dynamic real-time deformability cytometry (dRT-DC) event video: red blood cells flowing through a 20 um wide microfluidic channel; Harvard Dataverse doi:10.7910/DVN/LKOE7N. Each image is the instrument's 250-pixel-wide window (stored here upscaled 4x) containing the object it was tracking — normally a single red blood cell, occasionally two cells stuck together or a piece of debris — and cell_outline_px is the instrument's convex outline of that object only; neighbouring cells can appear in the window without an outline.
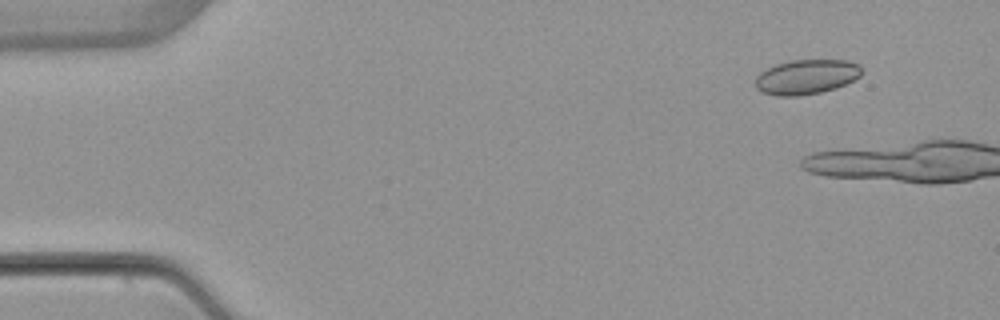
{"species": "common noctule bat (a hibernating species)", "species_latin": "Nyctalus noctula", "temperature_condition": "warm", "stored_images_in_passage": 3, "camera_frame_rate_fps": 3000, "um_per_image_px": 0.085, "animal": {"sex": "female", "body_mass_g": 22.7, "forearm_length_mm": 54.2}, "frame": {"image": 1, "passage_image": 2, "time_ms": 1.333, "image_size_px": [1000, 320], "cell_outline_px": [[860, 76], [836, 88], [820, 92], [800, 96], [776, 96], [764, 92], [756, 88], [756, 76], [760, 72], [776, 64], [792, 60], [848, 60], [860, 64]], "centroid_in_image_um": [68.53, 6.53], "position_along_channel_um": 16.5, "area_um2": 21.39}}